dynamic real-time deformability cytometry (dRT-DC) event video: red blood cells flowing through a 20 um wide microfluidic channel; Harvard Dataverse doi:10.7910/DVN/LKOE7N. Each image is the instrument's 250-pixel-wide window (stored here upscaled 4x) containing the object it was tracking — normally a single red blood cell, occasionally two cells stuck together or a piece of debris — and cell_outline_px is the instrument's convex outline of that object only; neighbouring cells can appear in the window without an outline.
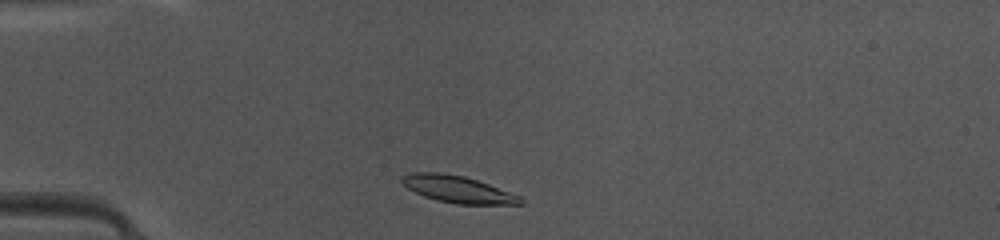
{"species": "common noctule bat (a hibernating species)", "species_latin": "Nyctalus noctula", "temperature_condition": "warm", "stored_images_in_passage": 37, "camera_frame_rate_fps": 3000, "um_per_image_px": 0.085, "animal": {"sex": "female", "body_mass_g": 10.0, "forearm_length_mm": 53.1}, "frame": {"image": 1, "passage_image": 2, "time_ms": 0.333, "image_size_px": [1000, 240], "cell_outline_px": [[524, 204], [456, 204], [436, 200], [424, 196], [408, 188], [400, 180], [404, 176], [412, 172], [440, 172], [464, 176], [488, 184], [520, 196], [524, 200]], "centroid_in_image_um": [38.92, 16.09], "position_along_channel_um": 46.1, "area_um2": 18.38}}
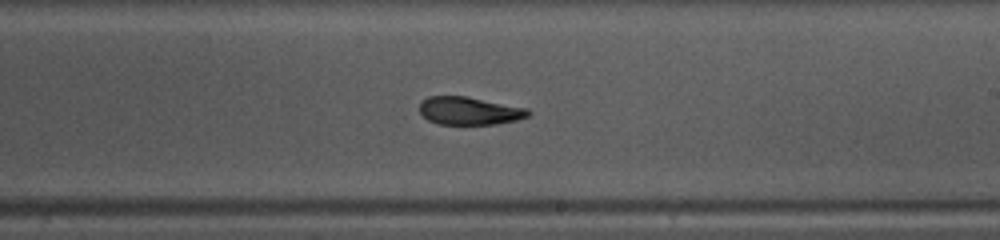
{"frame": {"image": 2, "passage_image": 18, "time_ms": 5.667, "image_size_px": [1000, 240], "cell_outline_px": [[532, 112], [528, 116], [516, 120], [496, 124], [440, 124], [428, 120], [420, 112], [420, 100], [428, 96], [464, 96], [528, 108]], "centroid_in_image_um": [39.89, 9.41], "position_along_channel_um": 249.1, "area_um2": 17.63}}
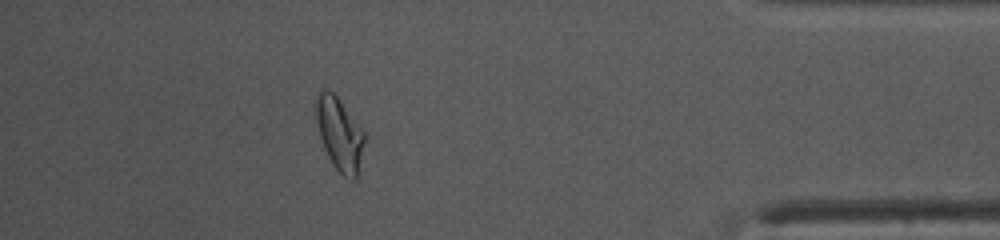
{"frame": {"image": 3, "passage_image": 32, "time_ms": 10.333, "image_size_px": [1000, 240], "cell_outline_px": [[364, 140], [356, 176], [352, 180], [344, 176], [332, 164], [324, 148], [320, 136], [312, 108], [312, 104], [316, 92], [320, 88], [328, 88], [336, 96], [364, 132]], "centroid_in_image_um": [28.75, 11.27], "position_along_channel_um": 406.4, "area_um2": 20.58}, "authors_computed_cell_mechanics": {"area_um2": 18.785, "velocity_mm_per_s": 4.1839, "shape_relaxation_time_tau1_ms": 4.528, "shape_relaxation_time_tau2_ms": 1.5763, "deformation_change_tau1": 0.1578, "deformation_change_tau2": 0.0824}}